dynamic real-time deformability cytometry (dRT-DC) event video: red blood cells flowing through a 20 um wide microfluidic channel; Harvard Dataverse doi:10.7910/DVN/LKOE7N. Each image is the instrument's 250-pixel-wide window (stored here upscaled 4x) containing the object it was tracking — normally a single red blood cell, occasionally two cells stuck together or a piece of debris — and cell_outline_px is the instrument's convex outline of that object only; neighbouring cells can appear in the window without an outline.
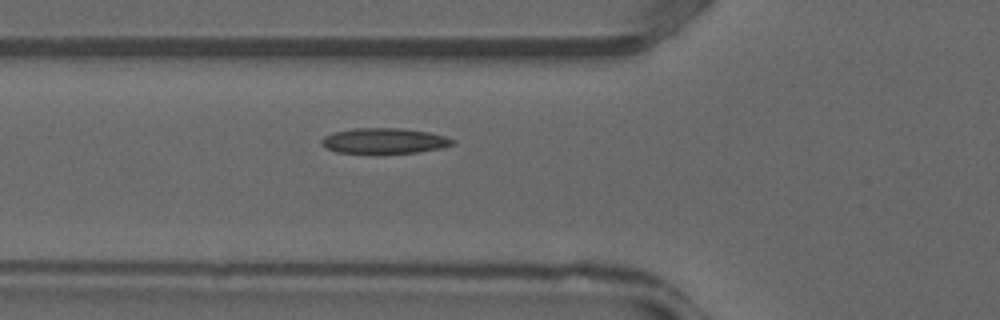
{"species": "common noctule bat (a hibernating species)", "species_latin": "Nyctalus noctula", "temperature_condition": "warm", "stored_images_in_passage": 20, "camera_frame_rate_fps": 3000, "um_per_image_px": 0.085, "animal": {"sex": "male", "forearm_length_mm": 52.5}, "frame": {"image": 1, "passage_image": 2, "time_ms": 0.333, "image_size_px": [1000, 320], "cell_outline_px": [[456, 144], [440, 148], [416, 152], [336, 152], [324, 148], [320, 144], [320, 140], [324, 136], [332, 132], [352, 128], [400, 128], [428, 132], [444, 136], [456, 140]], "centroid_in_image_um": [32.62, 11.95], "position_along_channel_um": 93.2, "area_um2": 19.31}}
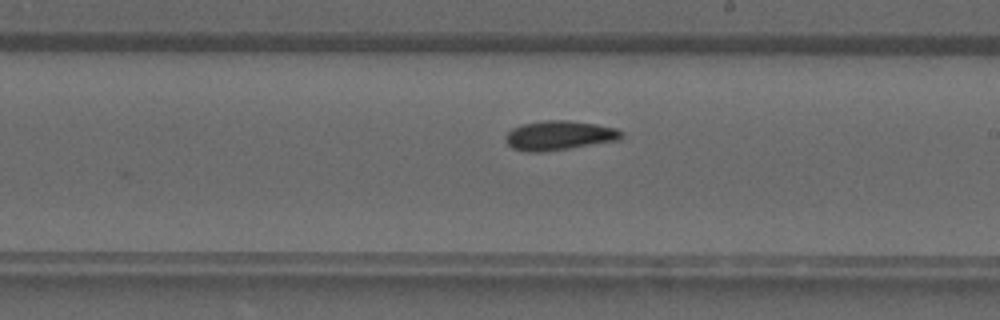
{"frame": {"image": 2, "passage_image": 10, "time_ms": 3.0, "image_size_px": [1000, 320], "cell_outline_px": [[624, 136], [620, 140], [544, 152], [524, 152], [512, 148], [504, 140], [504, 136], [512, 128], [520, 124], [544, 120], [568, 120], [596, 124], [616, 128], [624, 132]], "centroid_in_image_um": [47.52, 11.51], "position_along_channel_um": 241.5, "area_um2": 20.17}}
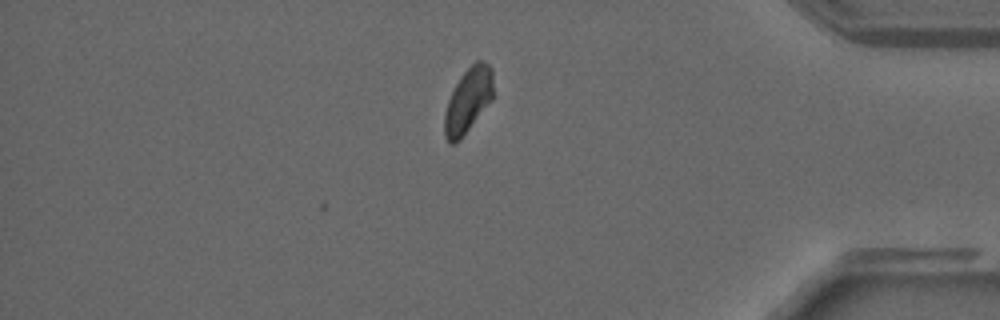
{"frame": {"image": 3, "passage_image": 20, "time_ms": 6.333, "image_size_px": [1000, 320], "cell_outline_px": [[492, 100], [460, 140], [456, 144], [448, 144], [444, 136], [444, 116], [448, 100], [460, 76], [476, 60], [484, 60], [492, 68]], "centroid_in_image_um": [39.77, 8.56], "position_along_channel_um": 395.4, "area_um2": 18.44}}